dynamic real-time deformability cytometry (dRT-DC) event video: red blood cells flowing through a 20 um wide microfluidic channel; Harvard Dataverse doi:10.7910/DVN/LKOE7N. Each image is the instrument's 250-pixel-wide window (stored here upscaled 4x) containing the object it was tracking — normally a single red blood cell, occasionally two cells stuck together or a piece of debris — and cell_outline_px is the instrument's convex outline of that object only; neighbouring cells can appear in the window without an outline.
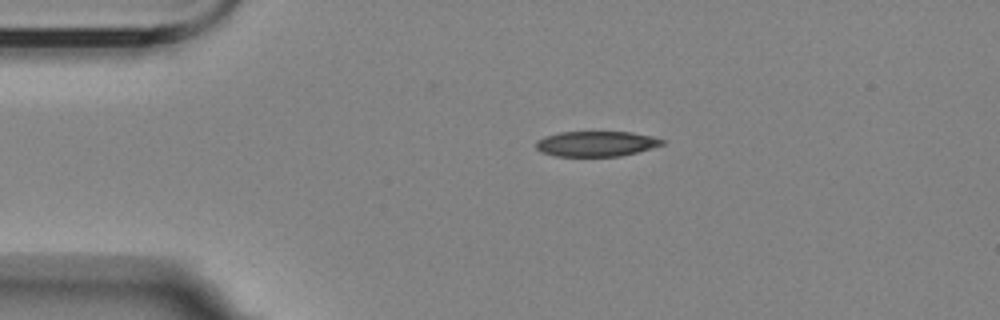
{"species": "Egyptian fruit bat (a non-hibernating species)", "species_latin": "Rousettus aegyptiacus", "temperature_condition": "room temperature", "stored_images_in_passage": 45, "camera_frame_rate_fps": 3000, "um_per_image_px": 0.085, "animal": {"sex": "female"}, "frame": {"image": 1, "passage_image": 1, "time_ms": 0.0, "image_size_px": [1000, 320], "cell_outline_px": [[664, 144], [636, 152], [620, 156], [556, 156], [540, 152], [536, 148], [536, 140], [544, 136], [560, 132], [632, 132], [652, 136], [664, 140]], "centroid_in_image_um": [50.64, 12.21], "position_along_channel_um": 34.4, "area_um2": 18.55}}
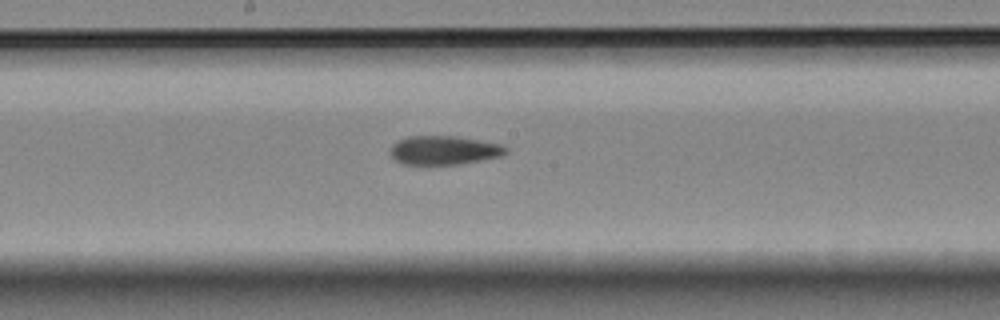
{"frame": {"image": 2, "passage_image": 19, "time_ms": 6.0, "image_size_px": [1000, 320], "cell_outline_px": [[508, 152], [500, 156], [460, 164], [404, 164], [396, 160], [388, 152], [392, 144], [396, 140], [404, 136], [456, 136], [500, 144], [508, 148]], "centroid_in_image_um": [37.69, 12.76], "position_along_channel_um": 210.5, "area_um2": 19.48}}
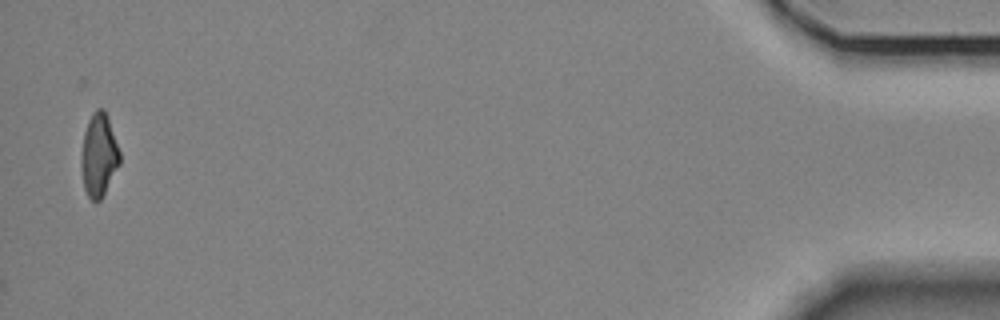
{"frame": {"image": 3, "passage_image": 45, "time_ms": 14.667, "image_size_px": [1000, 320], "cell_outline_px": [[120, 164], [100, 200], [92, 200], [88, 196], [84, 188], [84, 132], [88, 120], [92, 112], [96, 108], [104, 108], [108, 116], [120, 152]], "centroid_in_image_um": [8.46, 13.12], "position_along_channel_um": 426.7, "area_um2": 17.86}, "authors_computed_cell_mechanics": {"area_um2": 19.7676, "velocity_mm_per_s": 3.5113, "shape_relaxation_time_tau1_ms": null, "shape_relaxation_time_tau2_ms": 3.8308, "deformation_change_tau1": null, "deformation_change_tau2": 0.1159}}